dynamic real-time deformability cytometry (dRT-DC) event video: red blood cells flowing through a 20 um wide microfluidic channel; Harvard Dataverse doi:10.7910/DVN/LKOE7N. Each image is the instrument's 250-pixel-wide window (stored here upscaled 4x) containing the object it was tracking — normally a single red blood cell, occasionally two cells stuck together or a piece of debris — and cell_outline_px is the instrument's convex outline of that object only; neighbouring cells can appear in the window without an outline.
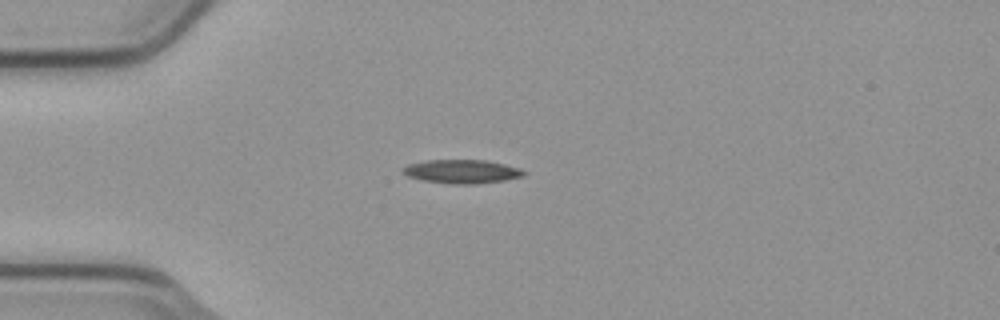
{"species": "common noctule bat (a hibernating species)", "species_latin": "Nyctalus noctula", "temperature_condition": "cold", "stored_images_in_passage": 41, "camera_frame_rate_fps": 3000, "um_per_image_px": 0.085, "animal": {"sex": "male", "body_mass_g": 23.1, "forearm_length_mm": 52.7}, "frame": {"image": 1, "passage_image": 1, "time_ms": 0.0, "image_size_px": [1000, 320], "cell_outline_px": [[528, 172], [524, 176], [504, 180], [476, 184], [452, 184], [424, 180], [408, 176], [400, 172], [400, 168], [408, 164], [428, 160], [488, 160], [520, 168]], "centroid_in_image_um": [39.26, 14.57], "position_along_channel_um": 45.7, "area_um2": 16.82}}
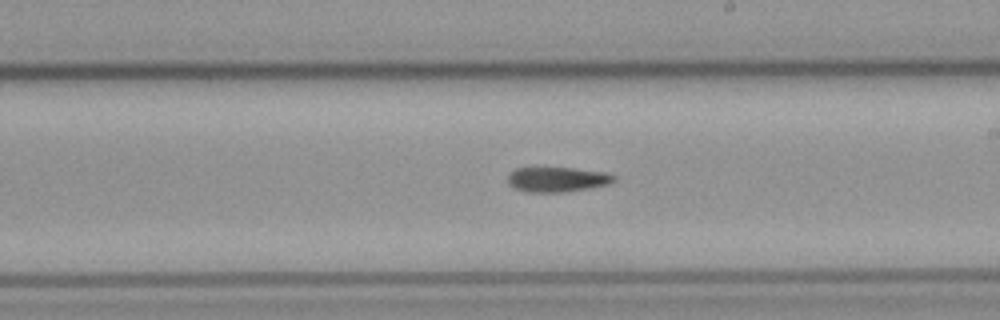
{"frame": {"image": 2, "passage_image": 18, "time_ms": 5.667, "image_size_px": [1000, 320], "cell_outline_px": [[616, 180], [608, 184], [588, 188], [564, 192], [528, 192], [516, 188], [508, 184], [508, 176], [516, 168], [572, 168], [604, 172], [616, 176]], "centroid_in_image_um": [47.38, 15.25], "position_along_channel_um": 241.6, "area_um2": 15.2}}
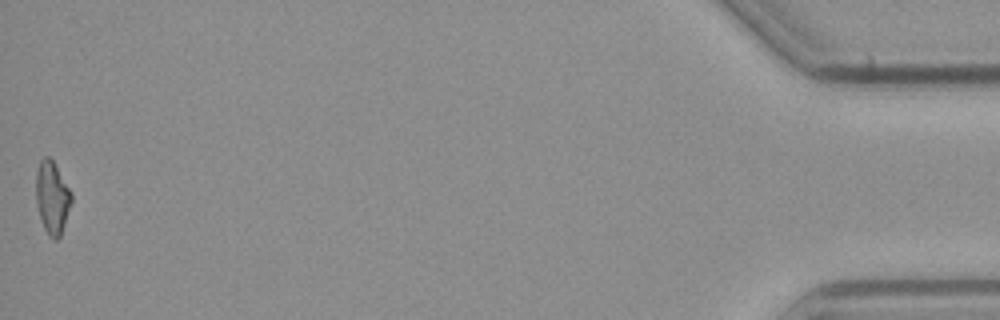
{"frame": {"image": 3, "passage_image": 41, "time_ms": 13.333, "image_size_px": [1000, 320], "cell_outline_px": [[72, 200], [60, 236], [56, 240], [48, 236], [44, 228], [36, 204], [36, 172], [40, 160], [44, 156], [48, 156], [52, 160], [72, 192]], "centroid_in_image_um": [4.43, 16.78], "position_along_channel_um": 430.8, "area_um2": 14.85}, "authors_computed_cell_mechanics": {"area_um2": 15.606, "velocity_mm_per_s": 3.7914, "shape_relaxation_time_tau1_ms": 4.7707, "shape_relaxation_time_tau2_ms": null, "deformation_change_tau1": 0.1674, "deformation_change_tau2": null}}